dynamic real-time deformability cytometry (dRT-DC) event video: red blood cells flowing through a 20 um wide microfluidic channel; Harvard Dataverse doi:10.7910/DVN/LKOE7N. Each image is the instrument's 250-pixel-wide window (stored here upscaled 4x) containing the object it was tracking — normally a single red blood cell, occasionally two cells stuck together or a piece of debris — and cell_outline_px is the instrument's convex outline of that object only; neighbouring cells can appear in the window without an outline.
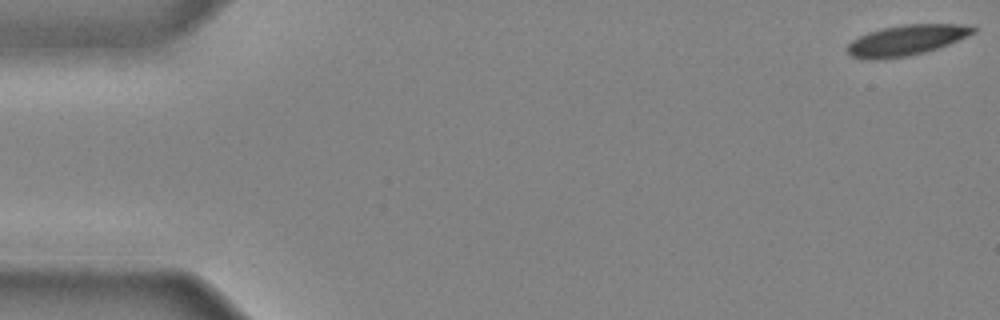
{"species": "common noctule bat (a hibernating species)", "species_latin": "Nyctalus noctula", "temperature_condition": "cold", "stored_images_in_passage": 39, "camera_frame_rate_fps": 3000, "um_per_image_px": 0.085, "animal": {"sex": "male", "body_mass_g": 20.4}, "frame": {"image": 1, "passage_image": 1, "time_ms": 0.0, "image_size_px": [1000, 320], "cell_outline_px": [[980, 28], [976, 32], [948, 44], [924, 52], [908, 56], [868, 60], [860, 60], [852, 56], [844, 48], [852, 40], [868, 32], [884, 28], [904, 24], [960, 24]], "centroid_in_image_um": [77.01, 3.42], "position_along_channel_um": 8.0, "area_um2": 22.31}}
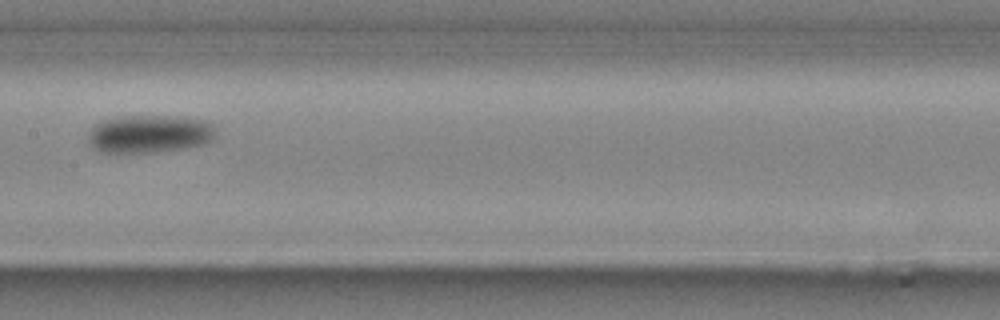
{"frame": {"image": 2, "passage_image": 23, "time_ms": 7.333, "image_size_px": [1000, 320], "cell_outline_px": [[216, 136], [212, 140], [204, 144], [184, 148], [152, 152], [100, 152], [92, 148], [88, 144], [88, 132], [100, 120], [116, 116], [176, 116], [204, 120], [212, 124], [216, 132]], "centroid_in_image_um": [12.67, 11.37], "position_along_channel_um": 194.7, "area_um2": 28.5}}
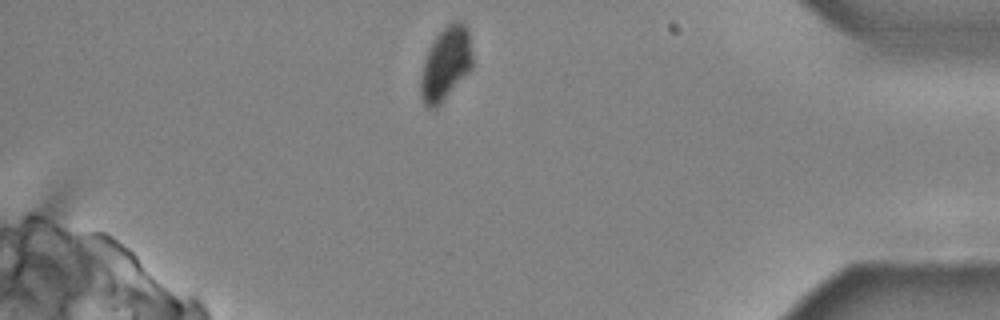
{"frame": {"image": 3, "passage_image": 39, "time_ms": 12.667, "image_size_px": [1000, 320], "cell_outline_px": [[472, 68], [440, 104], [436, 108], [428, 108], [424, 104], [420, 96], [420, 80], [424, 60], [436, 36], [452, 20], [460, 20], [468, 28], [472, 56]], "centroid_in_image_um": [37.89, 5.42], "position_along_channel_um": 397.3, "area_um2": 21.96}}